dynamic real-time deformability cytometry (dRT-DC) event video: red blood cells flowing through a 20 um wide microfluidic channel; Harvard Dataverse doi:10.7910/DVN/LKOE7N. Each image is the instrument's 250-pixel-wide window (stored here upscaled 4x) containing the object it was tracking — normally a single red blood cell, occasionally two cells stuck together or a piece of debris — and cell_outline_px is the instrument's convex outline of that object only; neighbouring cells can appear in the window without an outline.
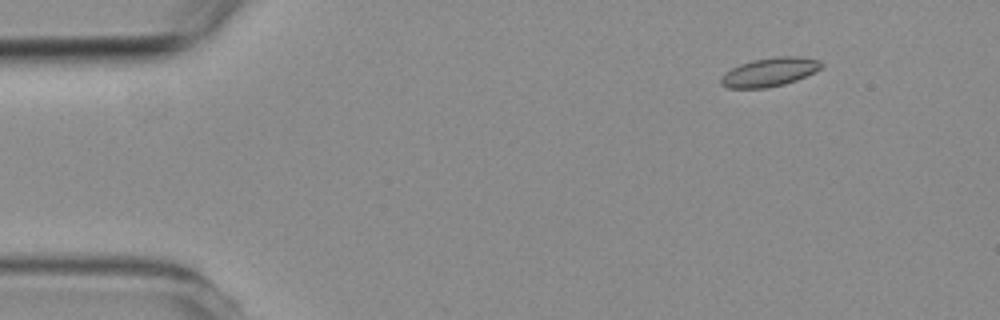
{"species": "common noctule bat (a hibernating species)", "species_latin": "Nyctalus noctula", "temperature_condition": "room temperature", "stored_images_in_passage": 3, "camera_frame_rate_fps": 3000, "um_per_image_px": 0.085, "animal": {"sex": "female", "body_mass_g": 19.3, "forearm_length_mm": 54.1}, "frame": {"image": 1, "passage_image": 1, "time_ms": 0.0, "image_size_px": [1000, 320], "cell_outline_px": [[824, 64], [820, 68], [796, 80], [784, 84], [768, 88], [728, 88], [720, 84], [720, 76], [724, 72], [740, 64], [752, 60], [780, 56], [796, 56], [820, 60]], "centroid_in_image_um": [65.36, 6.13], "position_along_channel_um": 19.6, "area_um2": 16.76}}